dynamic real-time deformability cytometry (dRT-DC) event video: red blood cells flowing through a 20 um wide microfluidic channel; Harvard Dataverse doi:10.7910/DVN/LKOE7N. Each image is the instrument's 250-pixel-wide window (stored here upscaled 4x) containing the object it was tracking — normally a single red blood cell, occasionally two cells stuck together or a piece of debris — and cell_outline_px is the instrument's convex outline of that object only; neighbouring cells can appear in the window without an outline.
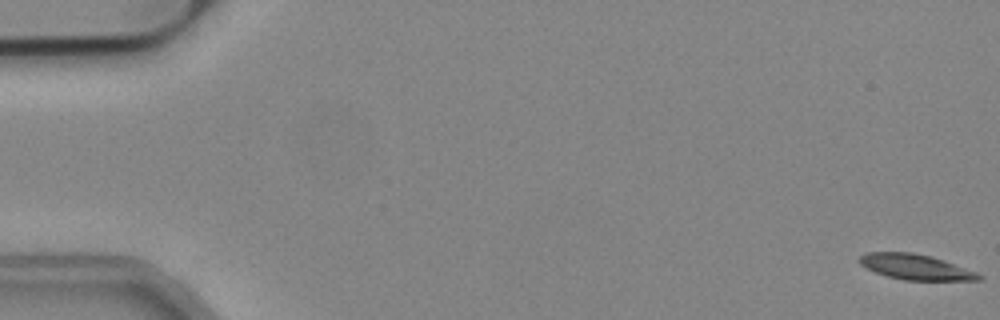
{"species": "common noctule bat (a hibernating species)", "species_latin": "Nyctalus noctula", "temperature_condition": "cold", "stored_images_in_passage": 7, "camera_frame_rate_fps": 3000, "um_per_image_px": 0.085, "animal": {"sex": "male", "body_mass_g": 19.2, "forearm_length_mm": 51.8}, "frame": {"image": 1, "passage_image": 1, "time_ms": 0.0, "image_size_px": [1000, 320], "cell_outline_px": [[984, 280], [904, 280], [888, 276], [876, 272], [860, 264], [860, 256], [864, 252], [912, 252], [932, 256], [976, 272], [984, 276]], "centroid_in_image_um": [77.85, 22.69], "position_along_channel_um": 7.2, "area_um2": 17.51}}